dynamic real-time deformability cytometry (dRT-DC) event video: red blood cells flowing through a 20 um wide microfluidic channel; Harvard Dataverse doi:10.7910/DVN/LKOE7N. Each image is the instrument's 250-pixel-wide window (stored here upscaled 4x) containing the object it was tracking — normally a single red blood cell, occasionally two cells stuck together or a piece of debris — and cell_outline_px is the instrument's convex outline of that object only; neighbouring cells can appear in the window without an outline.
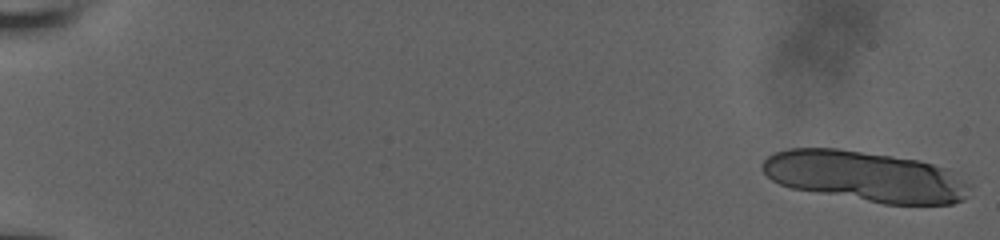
{"species": "human", "species_latin": "Homo sapiens", "temperature_condition": "room temperature", "stored_images_in_passage": 16, "camera_frame_rate_fps": 3000, "um_per_image_px": 0.085, "donor": {"sex": "male"}, "frame": {"image": 1, "passage_image": 1, "time_ms": 0.0, "image_size_px": [1000, 240], "cell_outline_px": [[968, 196], [964, 200], [952, 204], [884, 204], [792, 188], [780, 184], [772, 180], [760, 168], [760, 164], [772, 152], [788, 148], [836, 148], [920, 160], [948, 168], [968, 184]], "centroid_in_image_um": [73.53, 14.99], "position_along_channel_um": 11.5, "area_um2": 61.04}}